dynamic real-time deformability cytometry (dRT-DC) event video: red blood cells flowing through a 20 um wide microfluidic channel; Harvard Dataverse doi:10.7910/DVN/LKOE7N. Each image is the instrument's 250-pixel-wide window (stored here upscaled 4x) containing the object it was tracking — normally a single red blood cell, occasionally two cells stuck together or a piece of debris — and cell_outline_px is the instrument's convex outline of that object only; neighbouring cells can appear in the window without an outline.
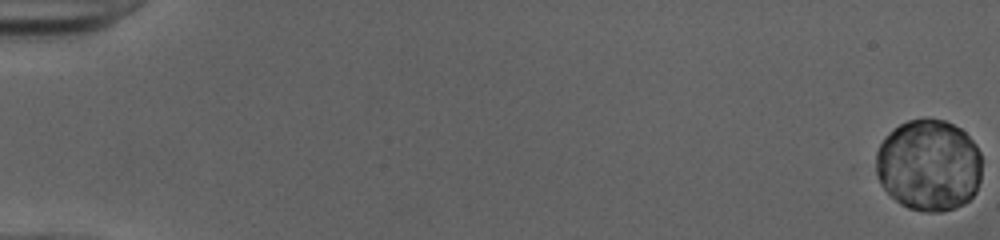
{"species": "human", "species_latin": "Homo sapiens", "temperature_condition": "cold", "stored_images_in_passage": 50, "camera_frame_rate_fps": 3000, "um_per_image_px": 0.085, "donor": {"sex": "female"}, "frame": {"image": 1, "passage_image": 1, "time_ms": 0.0, "image_size_px": [1000, 240], "cell_outline_px": [[980, 180], [976, 192], [964, 204], [956, 208], [940, 212], [924, 212], [908, 208], [900, 204], [880, 184], [876, 176], [876, 152], [880, 144], [900, 124], [908, 120], [944, 120], [960, 128], [976, 144], [980, 152]], "centroid_in_image_um": [78.96, 14.08], "position_along_channel_um": 6.0, "area_um2": 56.41}}
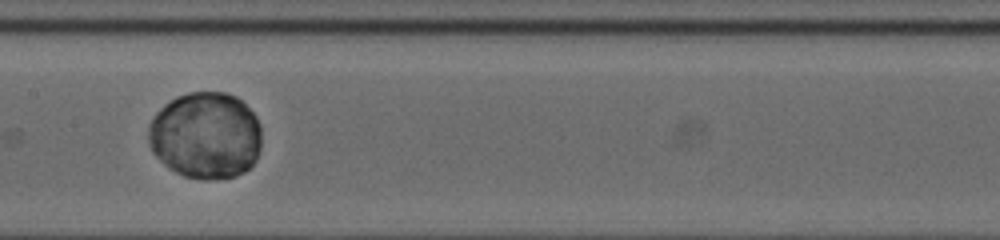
{"frame": {"image": 2, "passage_image": 30, "time_ms": 9.667, "image_size_px": [1000, 240], "cell_outline_px": [[260, 148], [256, 160], [244, 172], [236, 176], [184, 176], [168, 168], [152, 152], [148, 144], [148, 124], [156, 112], [164, 104], [176, 96], [188, 92], [224, 92], [236, 96], [256, 116], [260, 124]], "centroid_in_image_um": [17.45, 11.46], "position_along_channel_um": 190.0, "area_um2": 56.93}}
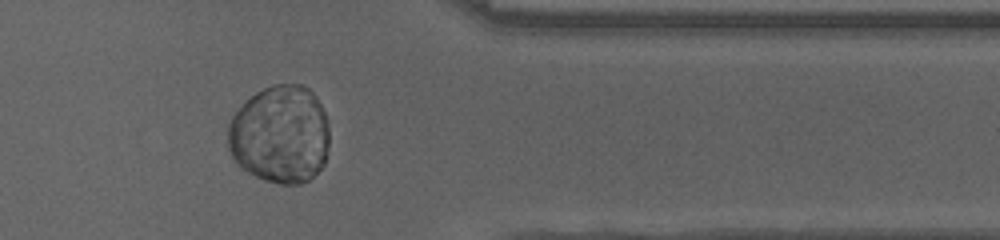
{"frame": {"image": 3, "passage_image": 46, "time_ms": 15.0, "image_size_px": [1000, 240], "cell_outline_px": [[328, 144], [324, 164], [308, 180], [300, 184], [280, 184], [264, 180], [248, 172], [232, 156], [228, 148], [228, 124], [232, 116], [256, 92], [264, 88], [276, 84], [300, 84], [308, 88], [316, 96], [324, 112], [328, 124]], "centroid_in_image_um": [23.82, 11.43], "position_along_channel_um": 387.6, "area_um2": 57.74}}